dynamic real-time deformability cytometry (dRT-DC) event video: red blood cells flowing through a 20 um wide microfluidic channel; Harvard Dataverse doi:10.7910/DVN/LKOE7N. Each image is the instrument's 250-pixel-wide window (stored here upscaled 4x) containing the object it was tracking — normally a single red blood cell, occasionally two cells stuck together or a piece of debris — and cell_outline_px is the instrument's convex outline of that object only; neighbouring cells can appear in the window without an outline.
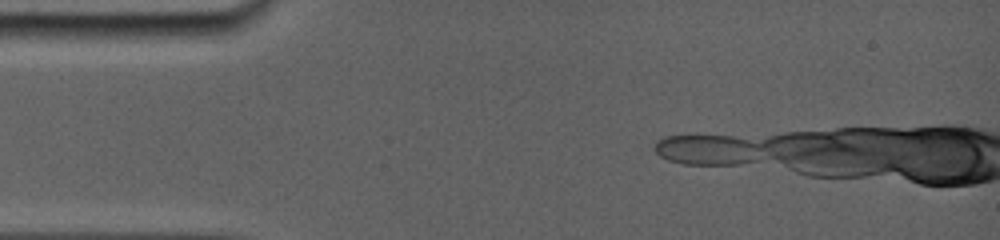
{"species": "common noctule bat (a hibernating species)", "species_latin": "Nyctalus noctula", "temperature_condition": "room temperature", "stored_images_in_passage": 62, "camera_frame_rate_fps": 5000, "um_per_image_px": 0.085, "animal": {"sex": "female", "body_mass_g": 19.0, "forearm_length_mm": 56.7}, "frame": {"image": 1, "passage_image": 1, "time_ms": 0.0, "image_size_px": [1000, 240], "cell_outline_px": [[752, 144], [748, 160], [736, 164], [684, 164], [668, 160], [656, 152], [656, 144], [660, 140], [672, 136], [724, 136], [740, 140]], "centroid_in_image_um": [59.84, 12.74], "position_along_channel_um": 25.2, "area_um2": 16.88}}
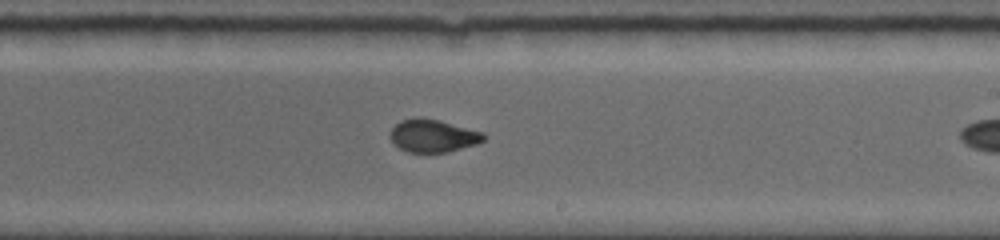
{"frame": {"image": 2, "passage_image": 39, "time_ms": 7.4, "image_size_px": [1000, 240], "cell_outline_px": [[488, 136], [484, 140], [476, 144], [448, 152], [408, 152], [400, 148], [388, 136], [392, 128], [400, 120], [416, 116], [420, 116], [440, 120], [484, 132]], "centroid_in_image_um": [36.82, 11.52], "position_along_channel_um": 252.2, "area_um2": 18.09}}
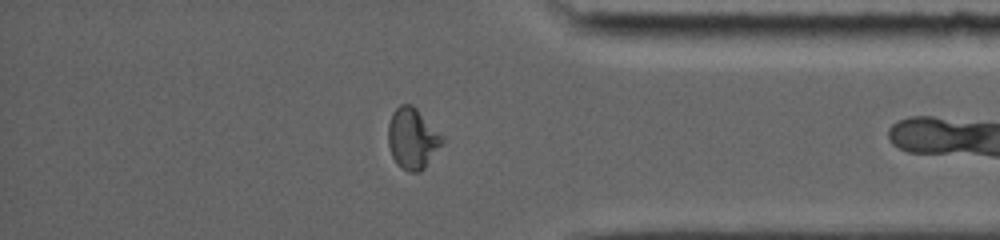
{"frame": {"image": 3, "passage_image": 57, "time_ms": 11.4, "image_size_px": [1000, 240], "cell_outline_px": [[444, 140], [424, 168], [420, 172], [408, 172], [396, 164], [392, 156], [388, 144], [388, 124], [392, 112], [400, 104], [412, 104], [416, 108]], "centroid_in_image_um": [35.0, 11.78], "position_along_channel_um": 400.2, "area_um2": 18.79}}